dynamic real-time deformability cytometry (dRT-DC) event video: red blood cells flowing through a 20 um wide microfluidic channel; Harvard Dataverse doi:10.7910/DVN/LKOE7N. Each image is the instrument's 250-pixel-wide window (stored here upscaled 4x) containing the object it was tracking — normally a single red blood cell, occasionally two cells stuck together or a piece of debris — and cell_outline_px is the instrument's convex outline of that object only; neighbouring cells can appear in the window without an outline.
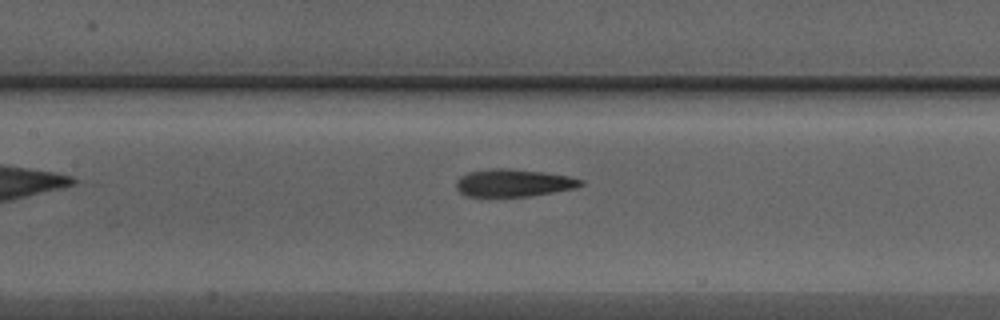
{"species": "Egyptian fruit bat (a non-hibernating species)", "species_latin": "Rousettus aegyptiacus", "temperature_condition": "warm", "stored_images_in_passage": 27, "camera_frame_rate_fps": 3000, "um_per_image_px": 0.085, "animal": {"sex": "male"}, "frame": {"image": 1, "passage_image": 9, "time_ms": 2.667, "image_size_px": [1000, 320], "cell_outline_px": [[584, 184], [576, 188], [528, 196], [464, 196], [456, 188], [456, 180], [460, 176], [468, 172], [496, 168], [508, 168], [540, 172], [568, 176], [584, 180]], "centroid_in_image_um": [43.62, 15.54], "position_along_channel_um": 163.8, "area_um2": 19.83}}
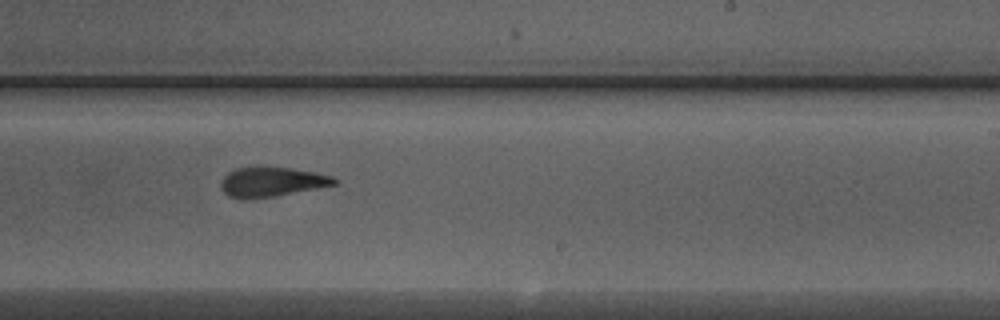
{"frame": {"image": 2, "passage_image": 16, "time_ms": 5.0, "image_size_px": [1000, 320], "cell_outline_px": [[340, 180], [336, 184], [316, 188], [272, 196], [244, 200], [228, 196], [220, 188], [220, 184], [224, 176], [228, 172], [236, 168], [260, 164], [292, 168], [316, 172], [332, 176]], "centroid_in_image_um": [23.05, 15.42], "position_along_channel_um": 265.9, "area_um2": 20.11}}
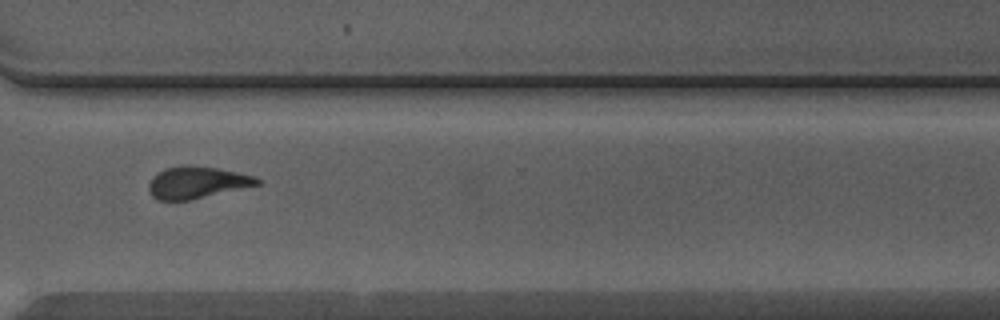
{"frame": {"image": 3, "passage_image": 22, "time_ms": 7.0, "image_size_px": [1000, 320], "cell_outline_px": [[260, 184], [188, 200], [160, 200], [152, 196], [148, 188], [148, 184], [152, 176], [156, 172], [164, 168], [180, 164], [188, 164], [220, 168], [256, 176], [260, 180]], "centroid_in_image_um": [16.7, 15.47], "position_along_channel_um": 353.9, "area_um2": 20.35}, "authors_computed_cell_mechanics": {"area_um2": 19.9988, "velocity_mm_per_s": 4.3887, "shape_relaxation_time_tau1_ms": null, "shape_relaxation_time_tau2_ms": 2.0998, "deformation_change_tau1": null, "deformation_change_tau2": 0.1148}}